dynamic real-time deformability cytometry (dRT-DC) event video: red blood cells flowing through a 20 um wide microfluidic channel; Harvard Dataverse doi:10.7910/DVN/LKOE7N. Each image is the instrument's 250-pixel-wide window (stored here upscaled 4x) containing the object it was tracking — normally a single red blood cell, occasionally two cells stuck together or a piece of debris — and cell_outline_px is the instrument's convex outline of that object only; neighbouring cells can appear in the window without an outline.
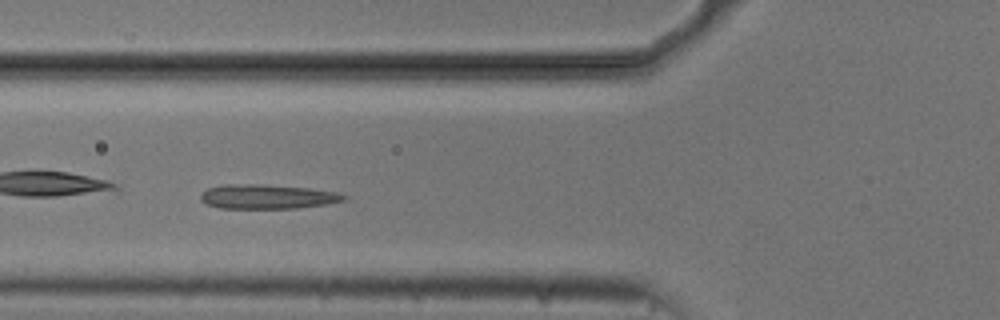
{"species": "common noctule bat (a hibernating species)", "species_latin": "Nyctalus noctula", "temperature_condition": "cold", "stored_images_in_passage": 31, "camera_frame_rate_fps": 3000, "um_per_image_px": 0.085, "animal": {"sex": "male", "body_mass_g": 20.5, "forearm_length_mm": 52.5}, "frame": {"image": 1, "passage_image": 9, "time_ms": 2.667, "image_size_px": [1000, 320], "cell_outline_px": [[348, 200], [328, 204], [296, 208], [220, 208], [208, 204], [200, 200], [200, 196], [208, 188], [224, 184], [260, 184], [308, 188], [336, 192], [348, 196]], "centroid_in_image_um": [22.76, 16.71], "position_along_channel_um": 103.0, "area_um2": 20.35}}
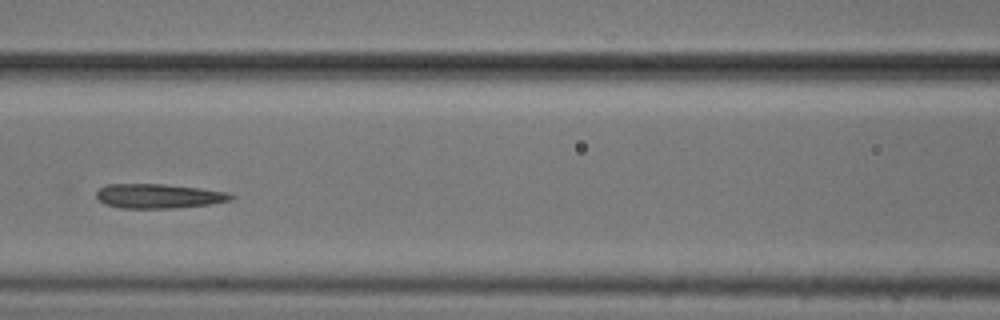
{"frame": {"image": 2, "passage_image": 13, "time_ms": 4.0, "image_size_px": [1000, 320], "cell_outline_px": [[236, 196], [232, 200], [208, 204], [176, 208], [120, 208], [104, 204], [96, 196], [96, 192], [100, 188], [108, 184], [164, 184], [200, 188], [228, 192]], "centroid_in_image_um": [13.5, 16.66], "position_along_channel_um": 153.1, "area_um2": 19.19}}
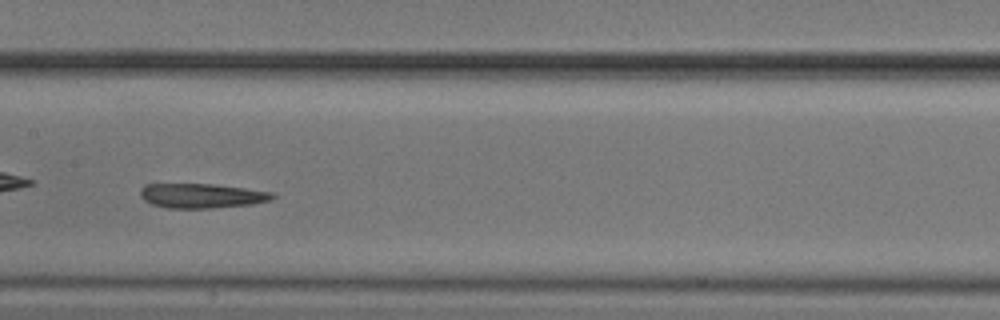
{"frame": {"image": 3, "passage_image": 16, "time_ms": 5.0, "image_size_px": [1000, 320], "cell_outline_px": [[276, 196], [272, 200], [252, 204], [212, 208], [168, 208], [152, 204], [144, 200], [140, 196], [140, 188], [144, 184], [212, 184], [244, 188], [272, 192]], "centroid_in_image_um": [17.13, 16.64], "position_along_channel_um": 190.3, "area_um2": 18.96}}